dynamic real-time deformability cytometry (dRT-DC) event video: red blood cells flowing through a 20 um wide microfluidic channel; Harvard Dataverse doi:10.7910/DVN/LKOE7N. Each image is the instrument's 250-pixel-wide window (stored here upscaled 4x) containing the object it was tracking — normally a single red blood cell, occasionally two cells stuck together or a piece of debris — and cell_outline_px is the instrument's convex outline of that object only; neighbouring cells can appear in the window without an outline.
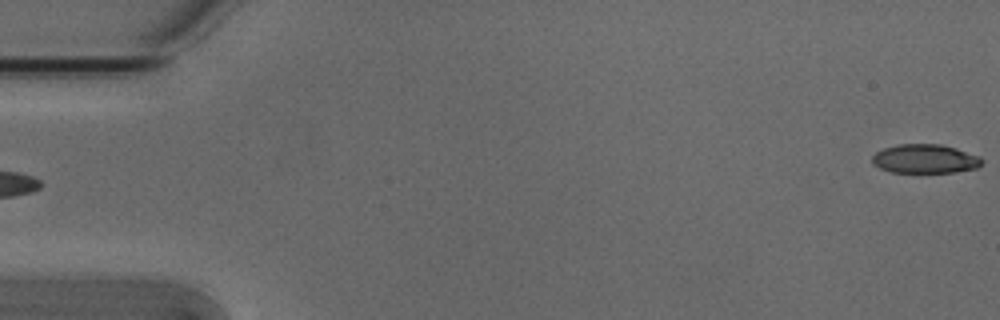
{"species": "Egyptian fruit bat (a non-hibernating species)", "species_latin": "Rousettus aegyptiacus", "temperature_condition": "cold", "stored_images_in_passage": 2, "segment_of_instrument_passage": [2, 2], "camera_frame_rate_fps": 3000, "um_per_image_px": 0.085, "animal": {"sex": "male"}, "frame": {"image": 1, "passage_image": 2, "time_ms": 0.333, "image_size_px": [1000, 320], "cell_outline_px": [[984, 160], [976, 168], [952, 172], [892, 172], [880, 168], [872, 164], [872, 156], [876, 152], [884, 148], [900, 144], [940, 144], [956, 148], [980, 156]], "centroid_in_image_um": [78.62, 13.49], "position_along_channel_um": 6.4, "area_um2": 18.44}}